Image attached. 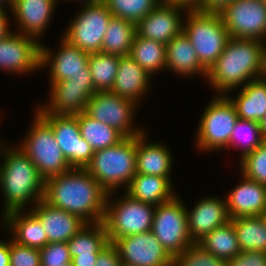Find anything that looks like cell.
I'll use <instances>...</instances> for the list:
<instances>
[{
    "label": "cell",
    "mask_w": 266,
    "mask_h": 266,
    "mask_svg": "<svg viewBox=\"0 0 266 266\" xmlns=\"http://www.w3.org/2000/svg\"><path fill=\"white\" fill-rule=\"evenodd\" d=\"M198 244L206 251L226 262L241 252L236 231L231 221L215 228L200 240Z\"/></svg>",
    "instance_id": "33"
},
{
    "label": "cell",
    "mask_w": 266,
    "mask_h": 266,
    "mask_svg": "<svg viewBox=\"0 0 266 266\" xmlns=\"http://www.w3.org/2000/svg\"><path fill=\"white\" fill-rule=\"evenodd\" d=\"M1 141V140H0ZM2 147V148H1ZM5 148H6V146L4 147V146H2L1 145V142H0V155L1 156H3V152H4V150H5ZM1 156H0V158H1ZM1 161V160H0Z\"/></svg>",
    "instance_id": "52"
},
{
    "label": "cell",
    "mask_w": 266,
    "mask_h": 266,
    "mask_svg": "<svg viewBox=\"0 0 266 266\" xmlns=\"http://www.w3.org/2000/svg\"><path fill=\"white\" fill-rule=\"evenodd\" d=\"M136 109L137 104L133 101L111 91H100L95 92L90 98L86 104L85 113L99 122L114 127L125 137H133L144 131L133 125L135 119L133 115Z\"/></svg>",
    "instance_id": "12"
},
{
    "label": "cell",
    "mask_w": 266,
    "mask_h": 266,
    "mask_svg": "<svg viewBox=\"0 0 266 266\" xmlns=\"http://www.w3.org/2000/svg\"><path fill=\"white\" fill-rule=\"evenodd\" d=\"M60 42L59 47H61L56 54L41 44L40 69L49 66L50 84L94 86L88 65L90 54L72 45L63 37Z\"/></svg>",
    "instance_id": "8"
},
{
    "label": "cell",
    "mask_w": 266,
    "mask_h": 266,
    "mask_svg": "<svg viewBox=\"0 0 266 266\" xmlns=\"http://www.w3.org/2000/svg\"><path fill=\"white\" fill-rule=\"evenodd\" d=\"M65 266H72V263L65 264Z\"/></svg>",
    "instance_id": "55"
},
{
    "label": "cell",
    "mask_w": 266,
    "mask_h": 266,
    "mask_svg": "<svg viewBox=\"0 0 266 266\" xmlns=\"http://www.w3.org/2000/svg\"><path fill=\"white\" fill-rule=\"evenodd\" d=\"M107 195L86 169L71 168L45 180L43 200L94 224L103 222Z\"/></svg>",
    "instance_id": "1"
},
{
    "label": "cell",
    "mask_w": 266,
    "mask_h": 266,
    "mask_svg": "<svg viewBox=\"0 0 266 266\" xmlns=\"http://www.w3.org/2000/svg\"><path fill=\"white\" fill-rule=\"evenodd\" d=\"M260 78H263L266 80V48L262 49V71Z\"/></svg>",
    "instance_id": "49"
},
{
    "label": "cell",
    "mask_w": 266,
    "mask_h": 266,
    "mask_svg": "<svg viewBox=\"0 0 266 266\" xmlns=\"http://www.w3.org/2000/svg\"><path fill=\"white\" fill-rule=\"evenodd\" d=\"M2 217V225L12 232V240L18 244L40 249L48 243L45 229L30 210L27 213L24 210L12 211Z\"/></svg>",
    "instance_id": "25"
},
{
    "label": "cell",
    "mask_w": 266,
    "mask_h": 266,
    "mask_svg": "<svg viewBox=\"0 0 266 266\" xmlns=\"http://www.w3.org/2000/svg\"><path fill=\"white\" fill-rule=\"evenodd\" d=\"M58 2V0H16L11 9L19 29L16 31L41 40V35L47 30Z\"/></svg>",
    "instance_id": "22"
},
{
    "label": "cell",
    "mask_w": 266,
    "mask_h": 266,
    "mask_svg": "<svg viewBox=\"0 0 266 266\" xmlns=\"http://www.w3.org/2000/svg\"><path fill=\"white\" fill-rule=\"evenodd\" d=\"M16 0H0V11H4V5H8L9 9H12Z\"/></svg>",
    "instance_id": "51"
},
{
    "label": "cell",
    "mask_w": 266,
    "mask_h": 266,
    "mask_svg": "<svg viewBox=\"0 0 266 266\" xmlns=\"http://www.w3.org/2000/svg\"><path fill=\"white\" fill-rule=\"evenodd\" d=\"M168 2L170 5L178 6L185 9V13L187 11H201V6L204 0H164Z\"/></svg>",
    "instance_id": "45"
},
{
    "label": "cell",
    "mask_w": 266,
    "mask_h": 266,
    "mask_svg": "<svg viewBox=\"0 0 266 266\" xmlns=\"http://www.w3.org/2000/svg\"><path fill=\"white\" fill-rule=\"evenodd\" d=\"M153 78L129 55L120 57L119 67L111 92L124 97L139 106L142 95L149 90Z\"/></svg>",
    "instance_id": "23"
},
{
    "label": "cell",
    "mask_w": 266,
    "mask_h": 266,
    "mask_svg": "<svg viewBox=\"0 0 266 266\" xmlns=\"http://www.w3.org/2000/svg\"><path fill=\"white\" fill-rule=\"evenodd\" d=\"M126 266H173V257L149 231L120 239H109Z\"/></svg>",
    "instance_id": "15"
},
{
    "label": "cell",
    "mask_w": 266,
    "mask_h": 266,
    "mask_svg": "<svg viewBox=\"0 0 266 266\" xmlns=\"http://www.w3.org/2000/svg\"><path fill=\"white\" fill-rule=\"evenodd\" d=\"M29 134L18 147L32 160L44 179L68 172L71 167L56 142L52 128L36 113Z\"/></svg>",
    "instance_id": "7"
},
{
    "label": "cell",
    "mask_w": 266,
    "mask_h": 266,
    "mask_svg": "<svg viewBox=\"0 0 266 266\" xmlns=\"http://www.w3.org/2000/svg\"><path fill=\"white\" fill-rule=\"evenodd\" d=\"M95 266H122L116 247L109 243L97 256Z\"/></svg>",
    "instance_id": "43"
},
{
    "label": "cell",
    "mask_w": 266,
    "mask_h": 266,
    "mask_svg": "<svg viewBox=\"0 0 266 266\" xmlns=\"http://www.w3.org/2000/svg\"><path fill=\"white\" fill-rule=\"evenodd\" d=\"M81 136L91 145L94 152L118 144L125 136L114 127L88 116L85 112L76 115Z\"/></svg>",
    "instance_id": "32"
},
{
    "label": "cell",
    "mask_w": 266,
    "mask_h": 266,
    "mask_svg": "<svg viewBox=\"0 0 266 266\" xmlns=\"http://www.w3.org/2000/svg\"><path fill=\"white\" fill-rule=\"evenodd\" d=\"M41 42L31 36L12 32L0 41V69L17 75L40 69Z\"/></svg>",
    "instance_id": "16"
},
{
    "label": "cell",
    "mask_w": 266,
    "mask_h": 266,
    "mask_svg": "<svg viewBox=\"0 0 266 266\" xmlns=\"http://www.w3.org/2000/svg\"><path fill=\"white\" fill-rule=\"evenodd\" d=\"M83 1H85L84 3H93V2H99V1H102V0H83Z\"/></svg>",
    "instance_id": "53"
},
{
    "label": "cell",
    "mask_w": 266,
    "mask_h": 266,
    "mask_svg": "<svg viewBox=\"0 0 266 266\" xmlns=\"http://www.w3.org/2000/svg\"><path fill=\"white\" fill-rule=\"evenodd\" d=\"M39 251L41 266H65L72 260L67 242L47 243Z\"/></svg>",
    "instance_id": "40"
},
{
    "label": "cell",
    "mask_w": 266,
    "mask_h": 266,
    "mask_svg": "<svg viewBox=\"0 0 266 266\" xmlns=\"http://www.w3.org/2000/svg\"><path fill=\"white\" fill-rule=\"evenodd\" d=\"M146 131L137 136L136 173L166 177L171 183L172 153L163 143H149Z\"/></svg>",
    "instance_id": "24"
},
{
    "label": "cell",
    "mask_w": 266,
    "mask_h": 266,
    "mask_svg": "<svg viewBox=\"0 0 266 266\" xmlns=\"http://www.w3.org/2000/svg\"><path fill=\"white\" fill-rule=\"evenodd\" d=\"M114 17L135 25L163 0H102Z\"/></svg>",
    "instance_id": "37"
},
{
    "label": "cell",
    "mask_w": 266,
    "mask_h": 266,
    "mask_svg": "<svg viewBox=\"0 0 266 266\" xmlns=\"http://www.w3.org/2000/svg\"><path fill=\"white\" fill-rule=\"evenodd\" d=\"M230 221L235 228L241 251L266 253V215L236 217Z\"/></svg>",
    "instance_id": "29"
},
{
    "label": "cell",
    "mask_w": 266,
    "mask_h": 266,
    "mask_svg": "<svg viewBox=\"0 0 266 266\" xmlns=\"http://www.w3.org/2000/svg\"><path fill=\"white\" fill-rule=\"evenodd\" d=\"M48 105L37 107L38 115H77L85 112L86 104L95 94L94 86L50 84Z\"/></svg>",
    "instance_id": "19"
},
{
    "label": "cell",
    "mask_w": 266,
    "mask_h": 266,
    "mask_svg": "<svg viewBox=\"0 0 266 266\" xmlns=\"http://www.w3.org/2000/svg\"><path fill=\"white\" fill-rule=\"evenodd\" d=\"M259 126H260L262 136L266 139V113L264 114L262 119L259 121Z\"/></svg>",
    "instance_id": "50"
},
{
    "label": "cell",
    "mask_w": 266,
    "mask_h": 266,
    "mask_svg": "<svg viewBox=\"0 0 266 266\" xmlns=\"http://www.w3.org/2000/svg\"><path fill=\"white\" fill-rule=\"evenodd\" d=\"M262 41L229 38L223 53L207 71L206 79L216 95H226L251 80L262 71Z\"/></svg>",
    "instance_id": "2"
},
{
    "label": "cell",
    "mask_w": 266,
    "mask_h": 266,
    "mask_svg": "<svg viewBox=\"0 0 266 266\" xmlns=\"http://www.w3.org/2000/svg\"><path fill=\"white\" fill-rule=\"evenodd\" d=\"M10 266H41L39 249L18 244L11 239Z\"/></svg>",
    "instance_id": "41"
},
{
    "label": "cell",
    "mask_w": 266,
    "mask_h": 266,
    "mask_svg": "<svg viewBox=\"0 0 266 266\" xmlns=\"http://www.w3.org/2000/svg\"><path fill=\"white\" fill-rule=\"evenodd\" d=\"M172 186L166 177L136 173L124 192L133 199L157 206L177 195Z\"/></svg>",
    "instance_id": "27"
},
{
    "label": "cell",
    "mask_w": 266,
    "mask_h": 266,
    "mask_svg": "<svg viewBox=\"0 0 266 266\" xmlns=\"http://www.w3.org/2000/svg\"><path fill=\"white\" fill-rule=\"evenodd\" d=\"M186 215L189 234L194 243L230 221L226 200L214 196L200 199L191 210L186 208Z\"/></svg>",
    "instance_id": "18"
},
{
    "label": "cell",
    "mask_w": 266,
    "mask_h": 266,
    "mask_svg": "<svg viewBox=\"0 0 266 266\" xmlns=\"http://www.w3.org/2000/svg\"><path fill=\"white\" fill-rule=\"evenodd\" d=\"M34 206L30 208V211L40 220L46 231L48 243L68 242L87 225L80 217L55 208L43 199Z\"/></svg>",
    "instance_id": "20"
},
{
    "label": "cell",
    "mask_w": 266,
    "mask_h": 266,
    "mask_svg": "<svg viewBox=\"0 0 266 266\" xmlns=\"http://www.w3.org/2000/svg\"><path fill=\"white\" fill-rule=\"evenodd\" d=\"M113 193L107 195L103 219L108 239L151 231L156 206L133 199L126 193L120 200L111 201Z\"/></svg>",
    "instance_id": "6"
},
{
    "label": "cell",
    "mask_w": 266,
    "mask_h": 266,
    "mask_svg": "<svg viewBox=\"0 0 266 266\" xmlns=\"http://www.w3.org/2000/svg\"><path fill=\"white\" fill-rule=\"evenodd\" d=\"M227 266H266V253L259 251H241L227 261Z\"/></svg>",
    "instance_id": "42"
},
{
    "label": "cell",
    "mask_w": 266,
    "mask_h": 266,
    "mask_svg": "<svg viewBox=\"0 0 266 266\" xmlns=\"http://www.w3.org/2000/svg\"><path fill=\"white\" fill-rule=\"evenodd\" d=\"M151 232L172 257L194 244L188 230L186 206L180 197L175 195L156 206Z\"/></svg>",
    "instance_id": "10"
},
{
    "label": "cell",
    "mask_w": 266,
    "mask_h": 266,
    "mask_svg": "<svg viewBox=\"0 0 266 266\" xmlns=\"http://www.w3.org/2000/svg\"><path fill=\"white\" fill-rule=\"evenodd\" d=\"M112 16L103 1L85 3L62 37L89 54L101 52L103 37Z\"/></svg>",
    "instance_id": "11"
},
{
    "label": "cell",
    "mask_w": 266,
    "mask_h": 266,
    "mask_svg": "<svg viewBox=\"0 0 266 266\" xmlns=\"http://www.w3.org/2000/svg\"><path fill=\"white\" fill-rule=\"evenodd\" d=\"M51 128L63 156L71 168L85 169L94 155L81 136L76 115H39Z\"/></svg>",
    "instance_id": "14"
},
{
    "label": "cell",
    "mask_w": 266,
    "mask_h": 266,
    "mask_svg": "<svg viewBox=\"0 0 266 266\" xmlns=\"http://www.w3.org/2000/svg\"><path fill=\"white\" fill-rule=\"evenodd\" d=\"M173 266H227V262L194 243L173 257Z\"/></svg>",
    "instance_id": "39"
},
{
    "label": "cell",
    "mask_w": 266,
    "mask_h": 266,
    "mask_svg": "<svg viewBox=\"0 0 266 266\" xmlns=\"http://www.w3.org/2000/svg\"><path fill=\"white\" fill-rule=\"evenodd\" d=\"M184 21L183 32L193 45L198 61L208 71L230 38L223 20L220 14L196 10L187 11Z\"/></svg>",
    "instance_id": "5"
},
{
    "label": "cell",
    "mask_w": 266,
    "mask_h": 266,
    "mask_svg": "<svg viewBox=\"0 0 266 266\" xmlns=\"http://www.w3.org/2000/svg\"><path fill=\"white\" fill-rule=\"evenodd\" d=\"M241 177L225 198L230 219L266 215V185Z\"/></svg>",
    "instance_id": "21"
},
{
    "label": "cell",
    "mask_w": 266,
    "mask_h": 266,
    "mask_svg": "<svg viewBox=\"0 0 266 266\" xmlns=\"http://www.w3.org/2000/svg\"><path fill=\"white\" fill-rule=\"evenodd\" d=\"M166 70L178 75H201L207 77V70L198 61V56L189 38L182 32L166 45Z\"/></svg>",
    "instance_id": "26"
},
{
    "label": "cell",
    "mask_w": 266,
    "mask_h": 266,
    "mask_svg": "<svg viewBox=\"0 0 266 266\" xmlns=\"http://www.w3.org/2000/svg\"><path fill=\"white\" fill-rule=\"evenodd\" d=\"M6 14V9L4 11H0V41L13 32L10 30V28H8L9 16H7Z\"/></svg>",
    "instance_id": "48"
},
{
    "label": "cell",
    "mask_w": 266,
    "mask_h": 266,
    "mask_svg": "<svg viewBox=\"0 0 266 266\" xmlns=\"http://www.w3.org/2000/svg\"><path fill=\"white\" fill-rule=\"evenodd\" d=\"M103 222L87 224L68 242L71 257L85 254H99L109 244Z\"/></svg>",
    "instance_id": "34"
},
{
    "label": "cell",
    "mask_w": 266,
    "mask_h": 266,
    "mask_svg": "<svg viewBox=\"0 0 266 266\" xmlns=\"http://www.w3.org/2000/svg\"><path fill=\"white\" fill-rule=\"evenodd\" d=\"M129 56L150 76L166 69V45L158 41L135 35Z\"/></svg>",
    "instance_id": "31"
},
{
    "label": "cell",
    "mask_w": 266,
    "mask_h": 266,
    "mask_svg": "<svg viewBox=\"0 0 266 266\" xmlns=\"http://www.w3.org/2000/svg\"><path fill=\"white\" fill-rule=\"evenodd\" d=\"M238 120L234 104L226 95H216L204 109L197 129L196 144L200 150L227 149Z\"/></svg>",
    "instance_id": "9"
},
{
    "label": "cell",
    "mask_w": 266,
    "mask_h": 266,
    "mask_svg": "<svg viewBox=\"0 0 266 266\" xmlns=\"http://www.w3.org/2000/svg\"><path fill=\"white\" fill-rule=\"evenodd\" d=\"M135 35L134 23L112 16L103 37L101 52L120 57L127 56L130 54Z\"/></svg>",
    "instance_id": "30"
},
{
    "label": "cell",
    "mask_w": 266,
    "mask_h": 266,
    "mask_svg": "<svg viewBox=\"0 0 266 266\" xmlns=\"http://www.w3.org/2000/svg\"><path fill=\"white\" fill-rule=\"evenodd\" d=\"M266 139L262 136L259 122L238 118L234 125L227 149L241 148V158L251 153ZM243 144V145H242Z\"/></svg>",
    "instance_id": "36"
},
{
    "label": "cell",
    "mask_w": 266,
    "mask_h": 266,
    "mask_svg": "<svg viewBox=\"0 0 266 266\" xmlns=\"http://www.w3.org/2000/svg\"><path fill=\"white\" fill-rule=\"evenodd\" d=\"M119 61L120 56L102 52L90 53L88 65L96 92L112 90Z\"/></svg>",
    "instance_id": "35"
},
{
    "label": "cell",
    "mask_w": 266,
    "mask_h": 266,
    "mask_svg": "<svg viewBox=\"0 0 266 266\" xmlns=\"http://www.w3.org/2000/svg\"><path fill=\"white\" fill-rule=\"evenodd\" d=\"M99 254H85L72 257V266H95Z\"/></svg>",
    "instance_id": "46"
},
{
    "label": "cell",
    "mask_w": 266,
    "mask_h": 266,
    "mask_svg": "<svg viewBox=\"0 0 266 266\" xmlns=\"http://www.w3.org/2000/svg\"><path fill=\"white\" fill-rule=\"evenodd\" d=\"M0 266H10V241L0 240Z\"/></svg>",
    "instance_id": "47"
},
{
    "label": "cell",
    "mask_w": 266,
    "mask_h": 266,
    "mask_svg": "<svg viewBox=\"0 0 266 266\" xmlns=\"http://www.w3.org/2000/svg\"><path fill=\"white\" fill-rule=\"evenodd\" d=\"M235 0H204L201 11L204 13L220 14Z\"/></svg>",
    "instance_id": "44"
},
{
    "label": "cell",
    "mask_w": 266,
    "mask_h": 266,
    "mask_svg": "<svg viewBox=\"0 0 266 266\" xmlns=\"http://www.w3.org/2000/svg\"><path fill=\"white\" fill-rule=\"evenodd\" d=\"M240 159L241 174L250 180L266 185V140Z\"/></svg>",
    "instance_id": "38"
},
{
    "label": "cell",
    "mask_w": 266,
    "mask_h": 266,
    "mask_svg": "<svg viewBox=\"0 0 266 266\" xmlns=\"http://www.w3.org/2000/svg\"><path fill=\"white\" fill-rule=\"evenodd\" d=\"M263 39H265L266 40V34H265V36H264V38ZM262 44H263V48H266V42L264 41V40H262Z\"/></svg>",
    "instance_id": "54"
},
{
    "label": "cell",
    "mask_w": 266,
    "mask_h": 266,
    "mask_svg": "<svg viewBox=\"0 0 266 266\" xmlns=\"http://www.w3.org/2000/svg\"><path fill=\"white\" fill-rule=\"evenodd\" d=\"M137 136L125 137L118 144L94 152L85 168L108 192L129 186L136 175Z\"/></svg>",
    "instance_id": "4"
},
{
    "label": "cell",
    "mask_w": 266,
    "mask_h": 266,
    "mask_svg": "<svg viewBox=\"0 0 266 266\" xmlns=\"http://www.w3.org/2000/svg\"><path fill=\"white\" fill-rule=\"evenodd\" d=\"M15 147H6L0 165V188L5 199L2 216L24 210L28 203L36 204L44 197L45 180L32 160L19 147Z\"/></svg>",
    "instance_id": "3"
},
{
    "label": "cell",
    "mask_w": 266,
    "mask_h": 266,
    "mask_svg": "<svg viewBox=\"0 0 266 266\" xmlns=\"http://www.w3.org/2000/svg\"><path fill=\"white\" fill-rule=\"evenodd\" d=\"M239 91L236 99L226 95L234 104L238 118L259 122L266 113V80H251Z\"/></svg>",
    "instance_id": "28"
},
{
    "label": "cell",
    "mask_w": 266,
    "mask_h": 266,
    "mask_svg": "<svg viewBox=\"0 0 266 266\" xmlns=\"http://www.w3.org/2000/svg\"><path fill=\"white\" fill-rule=\"evenodd\" d=\"M220 16L231 38L262 41L266 34V0H235Z\"/></svg>",
    "instance_id": "13"
},
{
    "label": "cell",
    "mask_w": 266,
    "mask_h": 266,
    "mask_svg": "<svg viewBox=\"0 0 266 266\" xmlns=\"http://www.w3.org/2000/svg\"><path fill=\"white\" fill-rule=\"evenodd\" d=\"M184 10L163 0L136 24V35L167 45L183 32Z\"/></svg>",
    "instance_id": "17"
}]
</instances>
